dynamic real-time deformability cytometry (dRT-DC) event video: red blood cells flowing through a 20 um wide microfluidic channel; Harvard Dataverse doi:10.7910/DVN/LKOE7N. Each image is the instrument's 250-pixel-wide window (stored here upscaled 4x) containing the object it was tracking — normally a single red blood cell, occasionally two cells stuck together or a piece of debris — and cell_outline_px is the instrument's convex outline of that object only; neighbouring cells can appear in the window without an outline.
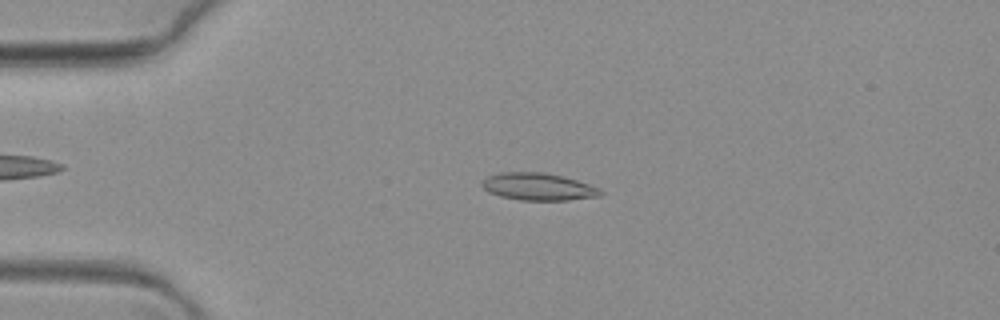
{"species": "common noctule bat (a hibernating species)", "species_latin": "Nyctalus noctula", "temperature_condition": "warm", "stored_images_in_passage": 67, "camera_frame_rate_fps": 3000, "um_per_image_px": 0.085, "animal": {"sex": "female", "body_mass_g": 19.3, "forearm_length_mm": 54.1}, "frame": {"image": 1, "passage_image": 16, "time_ms": 5.0, "image_size_px": [1000, 320], "cell_outline_px": [[604, 192], [600, 196], [568, 200], [520, 200], [500, 196], [488, 192], [480, 184], [488, 176], [500, 172], [544, 172], [576, 180], [600, 188]], "centroid_in_image_um": [45.75, 15.87], "position_along_channel_um": 39.3, "area_um2": 18.79}}
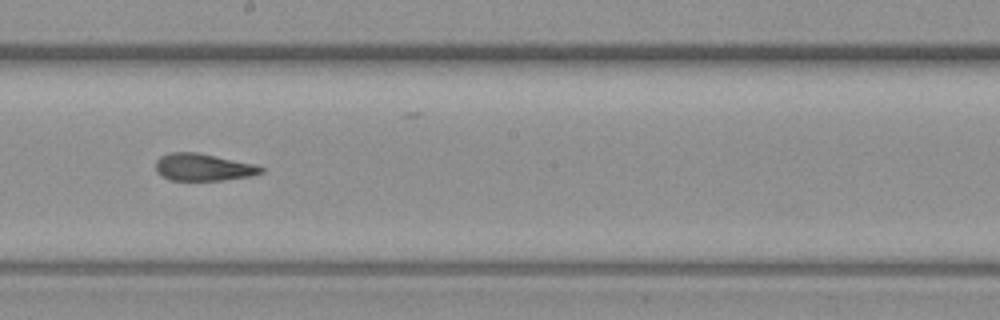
{"frame": {"image": 2, "passage_image": 38, "time_ms": 12.333, "image_size_px": [1000, 320], "cell_outline_px": [[264, 172], [252, 176], [220, 180], [168, 180], [160, 176], [156, 172], [156, 160], [160, 156], [168, 152], [196, 152], [256, 164], [264, 168]], "centroid_in_image_um": [17.25, 14.21], "position_along_channel_um": 230.9, "area_um2": 16.88}}
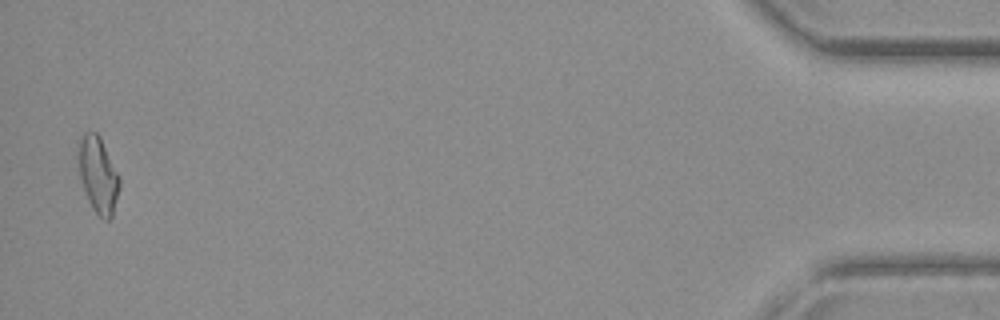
{"frame": {"image": 3, "passage_image": 66, "time_ms": 21.667, "image_size_px": [1000, 320], "cell_outline_px": [[120, 188], [112, 216], [108, 220], [104, 220], [92, 208], [88, 200], [80, 176], [80, 140], [84, 132], [96, 132], [100, 136], [120, 176]], "centroid_in_image_um": [8.39, 14.88], "position_along_channel_um": 426.8, "area_um2": 17.86}}